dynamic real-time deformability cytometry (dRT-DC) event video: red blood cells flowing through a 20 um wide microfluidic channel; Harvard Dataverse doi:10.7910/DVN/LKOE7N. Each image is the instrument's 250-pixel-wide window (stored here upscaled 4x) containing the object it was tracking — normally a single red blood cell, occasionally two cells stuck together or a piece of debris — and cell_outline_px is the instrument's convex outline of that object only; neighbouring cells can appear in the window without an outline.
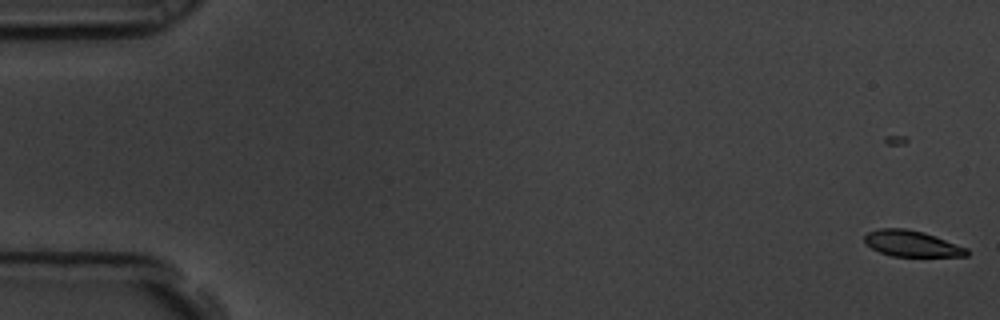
{"species": "common noctule bat (a hibernating species)", "species_latin": "Nyctalus noctula", "temperature_condition": "room temperature", "stored_images_in_passage": 61, "camera_frame_rate_fps": 3000, "um_per_image_px": 0.085, "animal": {"sex": "male", "body_mass_g": 19.5, "forearm_length_mm": 54.6}, "frame": {"image": 1, "passage_image": 4, "time_ms": 1.0, "image_size_px": [1000, 320], "cell_outline_px": [[968, 256], [892, 256], [880, 252], [872, 248], [864, 240], [864, 236], [868, 232], [880, 228], [904, 228], [924, 232], [936, 236], [968, 248]], "centroid_in_image_um": [77.52, 20.7], "position_along_channel_um": 7.5, "area_um2": 15.43}}
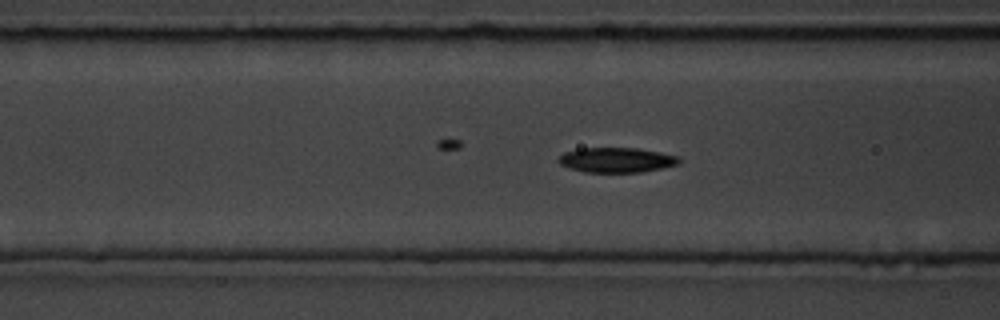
{"frame": {"image": 2, "passage_image": 26, "time_ms": 8.333, "image_size_px": [1000, 320], "cell_outline_px": [[680, 164], [640, 172], [584, 172], [568, 168], [560, 164], [556, 160], [564, 152], [580, 148], [636, 148], [660, 152], [680, 156]], "centroid_in_image_um": [52.39, 13.6], "position_along_channel_um": 114.2, "area_um2": 17.57}}
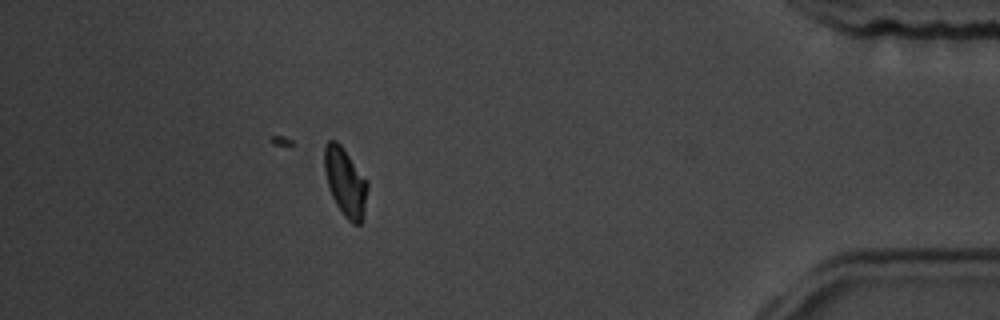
{"frame": {"image": 3, "passage_image": 55, "time_ms": 18.0, "image_size_px": [1000, 320], "cell_outline_px": [[368, 188], [364, 208], [360, 224], [352, 224], [344, 216], [336, 204], [328, 188], [324, 172], [324, 148], [328, 140], [336, 140], [344, 148], [368, 180]], "centroid_in_image_um": [29.34, 15.44], "position_along_channel_um": 405.9, "area_um2": 17.28}, "authors_computed_cell_mechanics": {"area_um2": 17.051, "velocity_mm_per_s": 3.5299, "shape_relaxation_time_tau1_ms": 2.5155, "shape_relaxation_time_tau2_ms": 3.1747, "deformation_change_tau1": 0.1051, "deformation_change_tau2": 0.0712}}